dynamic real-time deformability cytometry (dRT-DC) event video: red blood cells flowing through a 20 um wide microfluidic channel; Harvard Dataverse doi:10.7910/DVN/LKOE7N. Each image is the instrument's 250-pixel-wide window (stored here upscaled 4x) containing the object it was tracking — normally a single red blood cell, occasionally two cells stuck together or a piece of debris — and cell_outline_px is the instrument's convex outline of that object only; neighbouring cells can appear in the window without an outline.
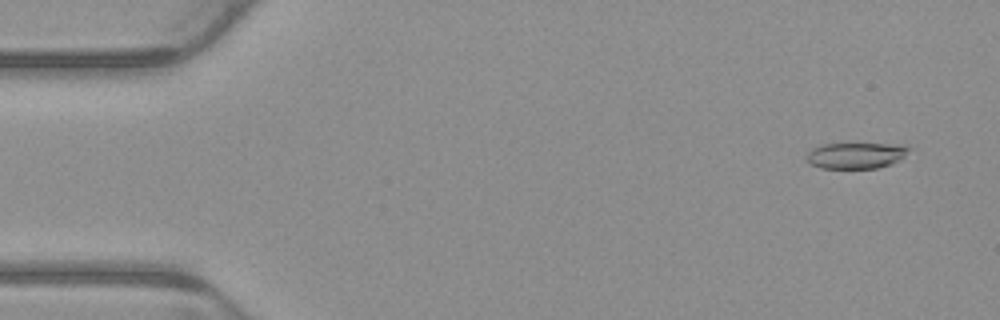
{"species": "common noctule bat (a hibernating species)", "species_latin": "Nyctalus noctula", "temperature_condition": "warm", "stored_images_in_passage": 4, "camera_frame_rate_fps": 3000, "um_per_image_px": 0.085, "animal": {"sex": "male", "body_mass_g": 23.1, "forearm_length_mm": 52.7}, "frame": {"image": 1, "passage_image": 1, "time_ms": 0.0, "image_size_px": [1000, 320], "cell_outline_px": [[912, 148], [900, 160], [892, 164], [876, 168], [820, 168], [812, 164], [808, 160], [808, 152], [812, 148], [820, 144], [908, 144]], "centroid_in_image_um": [72.82, 13.2], "position_along_channel_um": 12.2, "area_um2": 15.61}}
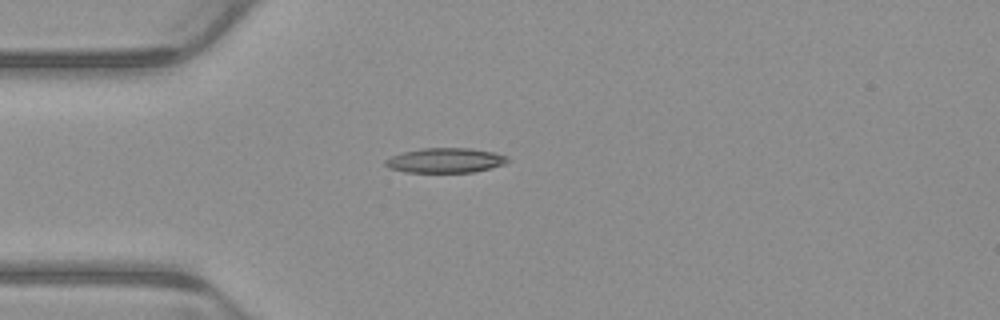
{"frame": {"image": 2, "passage_image": 4, "time_ms": 1.0, "image_size_px": [1000, 320], "cell_outline_px": [[508, 160], [504, 164], [472, 172], [404, 172], [388, 168], [384, 164], [384, 160], [392, 156], [404, 152], [420, 148], [472, 148], [492, 152], [508, 156]], "centroid_in_image_um": [37.81, 13.63], "position_along_channel_um": 47.2, "area_um2": 17.57}}